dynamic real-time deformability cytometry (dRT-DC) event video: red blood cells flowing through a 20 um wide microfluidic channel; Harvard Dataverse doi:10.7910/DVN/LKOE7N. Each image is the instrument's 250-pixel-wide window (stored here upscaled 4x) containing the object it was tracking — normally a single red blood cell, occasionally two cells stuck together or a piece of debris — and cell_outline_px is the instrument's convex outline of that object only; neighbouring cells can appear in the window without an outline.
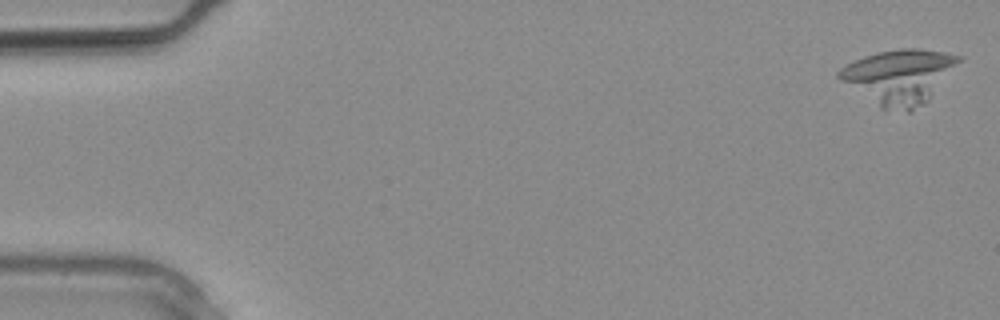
{"species": "common noctule bat (a hibernating species)", "species_latin": "Nyctalus noctula", "temperature_condition": "warm", "stored_images_in_passage": 9, "camera_frame_rate_fps": 3000, "um_per_image_px": 0.085, "animal": {"sex": "male", "body_mass_g": 20.4}, "frame": {"image": 1, "passage_image": 1, "time_ms": 0.0, "image_size_px": [1000, 320], "cell_outline_px": [[956, 60], [920, 100], [916, 100], [848, 80], [840, 76], [840, 72], [848, 64], [868, 56], [880, 52], [936, 52], [952, 56]], "centroid_in_image_um": [76.48, 6.11], "position_along_channel_um": 8.5, "area_um2": 26.18}}
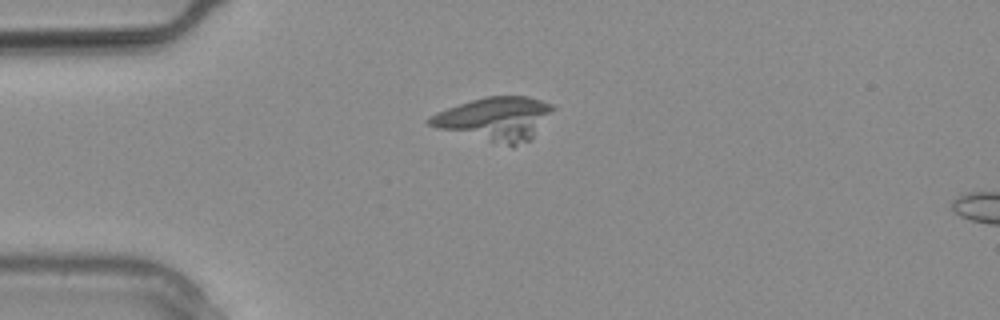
{"frame": {"image": 2, "passage_image": 7, "time_ms": 2.0, "image_size_px": [1000, 320], "cell_outline_px": [[552, 108], [528, 140], [512, 144], [444, 128], [432, 124], [428, 120], [432, 116], [440, 112], [476, 100], [492, 96], [524, 96], [548, 104]], "centroid_in_image_um": [42.13, 10.03], "position_along_channel_um": 42.9, "area_um2": 27.69}}